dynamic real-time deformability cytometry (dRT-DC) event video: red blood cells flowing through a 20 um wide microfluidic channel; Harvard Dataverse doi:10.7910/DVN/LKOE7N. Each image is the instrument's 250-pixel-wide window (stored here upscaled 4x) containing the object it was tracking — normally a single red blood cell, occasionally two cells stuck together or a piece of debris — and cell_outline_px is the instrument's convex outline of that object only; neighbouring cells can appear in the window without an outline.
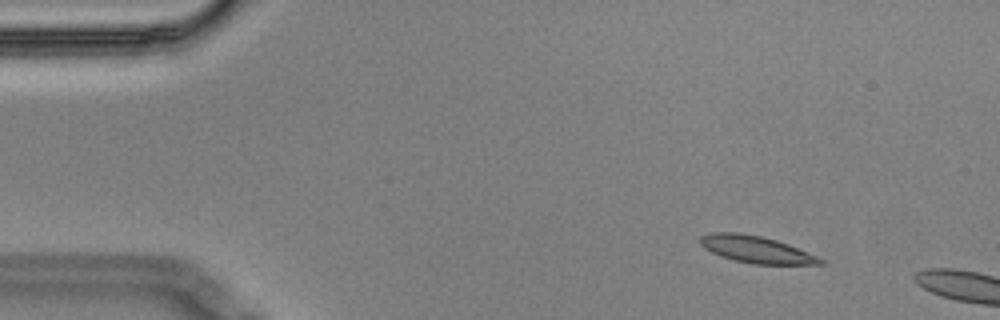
{"species": "Egyptian fruit bat (a non-hibernating species)", "species_latin": "Rousettus aegyptiacus", "temperature_condition": "cold", "stored_images_in_passage": 3, "camera_frame_rate_fps": 3000, "um_per_image_px": 0.085, "animal": {"sex": "male"}, "frame": {"image": 1, "passage_image": 1, "time_ms": 0.0, "image_size_px": [1000, 320], "cell_outline_px": [[824, 264], [752, 264], [732, 260], [720, 256], [704, 248], [700, 244], [700, 236], [708, 232], [736, 232], [760, 236], [776, 240], [788, 244], [816, 256], [824, 260]], "centroid_in_image_um": [64.21, 21.2], "position_along_channel_um": 20.8, "area_um2": 18.79}}